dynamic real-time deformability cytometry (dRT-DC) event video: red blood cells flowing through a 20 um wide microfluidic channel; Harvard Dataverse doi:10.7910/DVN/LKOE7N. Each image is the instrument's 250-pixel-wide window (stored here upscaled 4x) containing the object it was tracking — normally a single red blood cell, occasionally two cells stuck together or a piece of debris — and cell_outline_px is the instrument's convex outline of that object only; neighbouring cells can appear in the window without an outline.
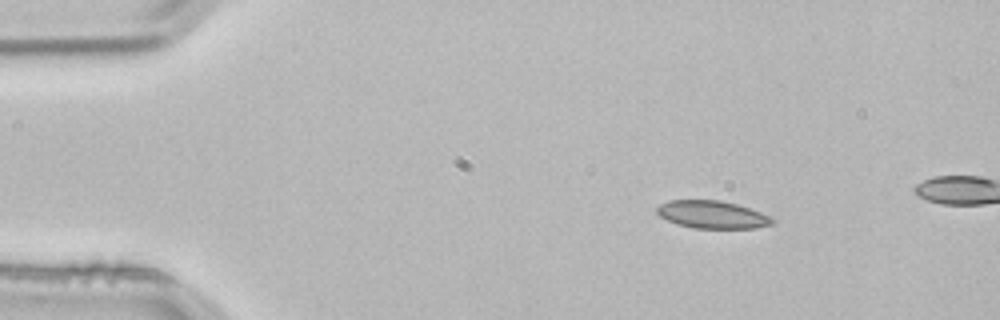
{"species": "common noctule bat (a hibernating species)", "species_latin": "Nyctalus noctula", "temperature_condition": "room temperature", "stored_images_in_passage": 4, "camera_frame_rate_fps": 3000, "um_per_image_px": 0.085, "animal": {"sex": "male", "body_mass_g": 21.5, "forearm_length_mm": 52.0}, "frame": {"image": 1, "passage_image": 2, "time_ms": 0.333, "image_size_px": [1000, 320], "cell_outline_px": [[776, 220], [772, 224], [756, 228], [692, 228], [676, 224], [660, 216], [656, 212], [656, 208], [660, 204], [668, 200], [720, 200], [736, 204], [772, 216]], "centroid_in_image_um": [60.54, 18.24], "position_along_channel_um": 24.5, "area_um2": 18.67}}